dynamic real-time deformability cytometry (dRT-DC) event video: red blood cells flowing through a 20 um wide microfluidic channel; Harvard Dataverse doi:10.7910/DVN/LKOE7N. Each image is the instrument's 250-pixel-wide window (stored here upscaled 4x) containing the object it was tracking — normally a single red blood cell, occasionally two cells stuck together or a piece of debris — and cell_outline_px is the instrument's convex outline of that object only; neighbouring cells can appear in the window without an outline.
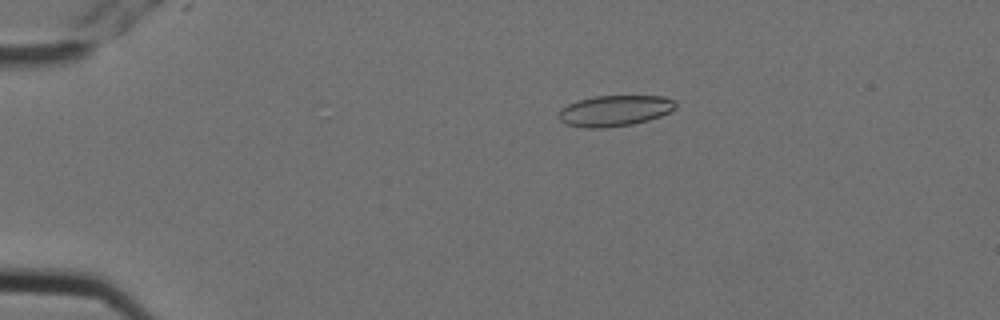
{"species": "Egyptian fruit bat (a non-hibernating species)", "species_latin": "Rousettus aegyptiacus", "temperature_condition": "cold", "stored_images_in_passage": 4, "camera_frame_rate_fps": 3000, "um_per_image_px": 0.085, "animal": {"sex": "female"}, "frame": {"image": 1, "passage_image": 2, "time_ms": 0.333, "image_size_px": [1000, 320], "cell_outline_px": [[676, 108], [660, 116], [648, 120], [632, 124], [604, 128], [584, 128], [564, 124], [560, 120], [560, 108], [568, 104], [580, 100], [596, 96], [664, 96], [676, 100]], "centroid_in_image_um": [52.26, 9.41], "position_along_channel_um": 32.7, "area_um2": 21.04}}